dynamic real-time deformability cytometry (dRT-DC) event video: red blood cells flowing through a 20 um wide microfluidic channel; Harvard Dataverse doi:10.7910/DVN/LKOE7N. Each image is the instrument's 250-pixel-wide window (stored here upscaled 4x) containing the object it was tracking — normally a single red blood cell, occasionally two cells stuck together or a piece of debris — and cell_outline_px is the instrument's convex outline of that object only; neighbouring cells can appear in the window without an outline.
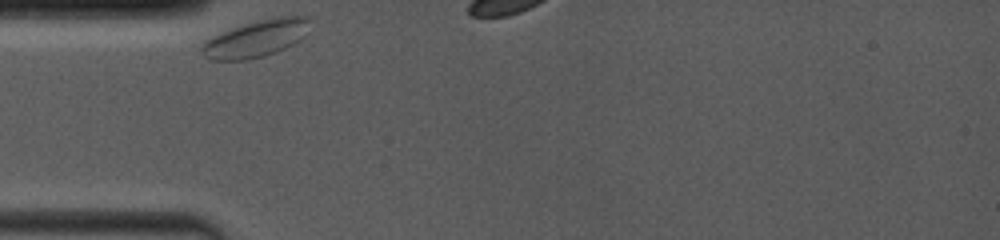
{"species": "common noctule bat (a hibernating species)", "species_latin": "Nyctalus noctula", "temperature_condition": "room temperature", "stored_images_in_passage": 5, "segment_of_instrument_passage": [1, 2], "camera_frame_rate_fps": 4000, "um_per_image_px": 0.085, "animal": {"sex": "female", "body_mass_g": 19.0, "forearm_length_mm": 53.3}, "frame": {"image": 1, "passage_image": 1, "time_ms": 0.0, "image_size_px": [1000, 240], "cell_outline_px": [[312, 20], [304, 36], [300, 40], [276, 52], [264, 56], [244, 60], [212, 60], [204, 56], [200, 52], [200, 48], [204, 40], [220, 32], [256, 20], [276, 16], [308, 16]], "centroid_in_image_um": [21.75, 3.26], "position_along_channel_um": 63.3, "area_um2": 23.52}}
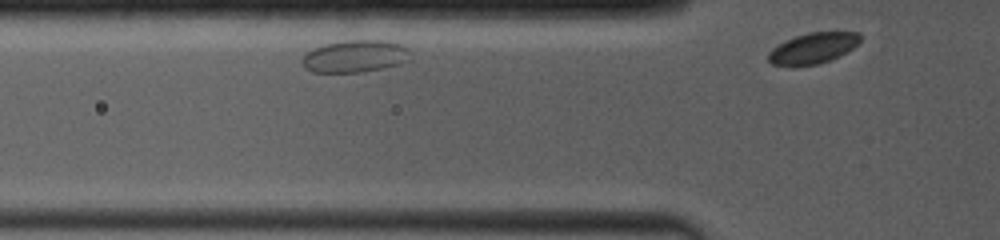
{"frame": {"image": 2, "passage_image": 4, "time_ms": 1.0, "image_size_px": [1000, 240], "cell_outline_px": [[412, 60], [400, 64], [384, 68], [360, 72], [312, 72], [304, 68], [300, 60], [312, 48], [324, 44], [344, 40], [388, 40], [400, 44], [408, 48]], "centroid_in_image_um": [30.2, 4.78], "position_along_channel_um": 95.6, "area_um2": 20.69}}